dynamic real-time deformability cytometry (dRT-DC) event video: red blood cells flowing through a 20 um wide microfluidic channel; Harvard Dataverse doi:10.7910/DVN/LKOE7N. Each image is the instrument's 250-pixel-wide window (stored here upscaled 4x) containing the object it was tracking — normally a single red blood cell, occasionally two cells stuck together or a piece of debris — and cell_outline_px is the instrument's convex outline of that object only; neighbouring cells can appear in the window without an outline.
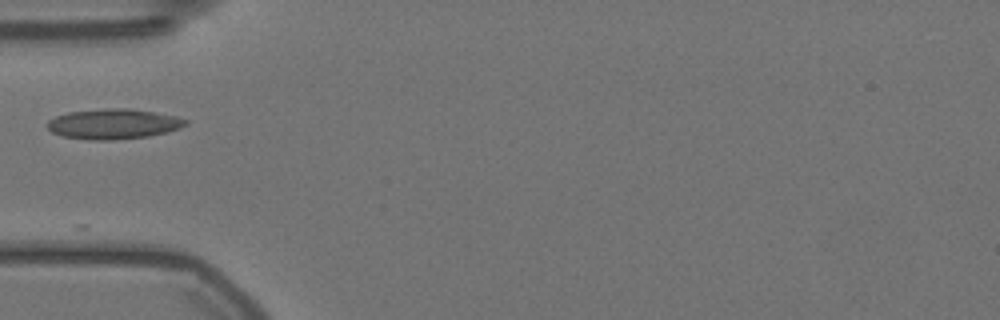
{"species": "Egyptian fruit bat (a non-hibernating species)", "species_latin": "Rousettus aegyptiacus", "temperature_condition": "warm", "stored_images_in_passage": 8, "camera_frame_rate_fps": 3000, "um_per_image_px": 0.085, "animal": {"sex": "female"}, "frame": {"image": 1, "passage_image": 1, "time_ms": 0.0, "image_size_px": [1000, 320], "cell_outline_px": [[188, 124], [180, 128], [168, 132], [148, 136], [108, 140], [88, 140], [64, 136], [52, 132], [48, 128], [48, 120], [56, 116], [68, 112], [108, 108], [128, 108], [176, 116], [188, 120]], "centroid_in_image_um": [9.66, 10.53], "position_along_channel_um": 75.3, "area_um2": 24.16}}